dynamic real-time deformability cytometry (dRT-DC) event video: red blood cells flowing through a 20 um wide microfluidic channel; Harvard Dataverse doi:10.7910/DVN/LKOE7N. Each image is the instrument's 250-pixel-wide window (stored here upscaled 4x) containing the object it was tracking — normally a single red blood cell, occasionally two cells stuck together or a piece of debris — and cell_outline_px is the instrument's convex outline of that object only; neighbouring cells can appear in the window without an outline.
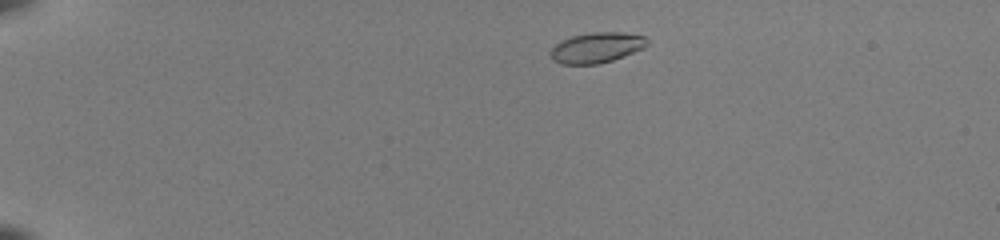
{"species": "common noctule bat (a hibernating species)", "species_latin": "Nyctalus noctula", "temperature_condition": "room temperature", "stored_images_in_passage": 46, "camera_frame_rate_fps": 3000, "um_per_image_px": 0.085, "animal": {"sex": "female", "body_mass_g": 22.0, "forearm_length_mm": 56.7}, "frame": {"image": 1, "passage_image": 5, "time_ms": 1.333, "image_size_px": [1000, 240], "cell_outline_px": [[648, 44], [644, 48], [624, 56], [600, 64], [560, 64], [552, 60], [548, 52], [560, 40], [572, 36], [592, 32], [620, 32], [644, 36], [648, 40]], "centroid_in_image_um": [50.68, 4.05], "position_along_channel_um": 34.3, "area_um2": 17.28}}
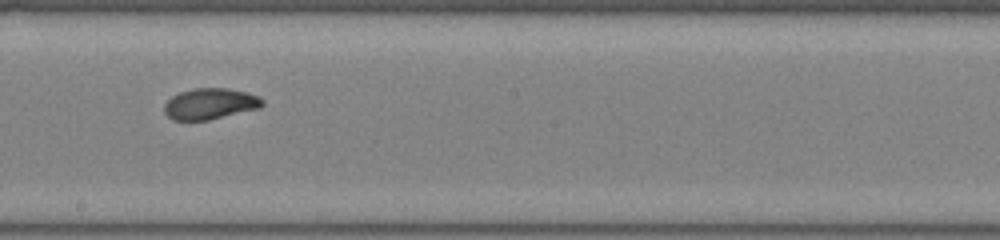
{"frame": {"image": 2, "passage_image": 26, "time_ms": 8.333, "image_size_px": [1000, 240], "cell_outline_px": [[264, 104], [260, 108], [208, 120], [172, 120], [164, 112], [164, 104], [172, 96], [180, 92], [192, 88], [228, 88], [260, 96], [264, 100]], "centroid_in_image_um": [17.86, 8.82], "position_along_channel_um": 230.3, "area_um2": 17.8}}
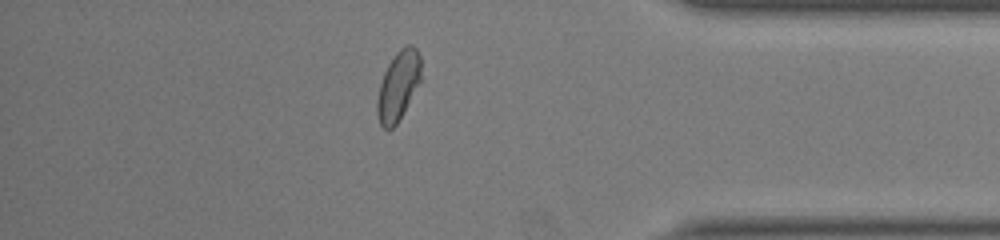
{"frame": {"image": 3, "passage_image": 40, "time_ms": 13.0, "image_size_px": [1000, 240], "cell_outline_px": [[420, 80], [396, 124], [388, 132], [380, 124], [376, 112], [376, 100], [380, 84], [384, 72], [388, 64], [396, 52], [400, 48], [408, 44], [412, 44], [416, 48], [420, 56]], "centroid_in_image_um": [33.81, 7.28], "position_along_channel_um": 401.4, "area_um2": 17.46}, "authors_computed_cell_mechanics": {"area_um2": 17.6868, "velocity_mm_per_s": 4.0081, "shape_relaxation_time_tau1_ms": 3.527, "shape_relaxation_time_tau2_ms": 0.9527, "deformation_change_tau1": 0.1281, "deformation_change_tau2": 0.0457}}